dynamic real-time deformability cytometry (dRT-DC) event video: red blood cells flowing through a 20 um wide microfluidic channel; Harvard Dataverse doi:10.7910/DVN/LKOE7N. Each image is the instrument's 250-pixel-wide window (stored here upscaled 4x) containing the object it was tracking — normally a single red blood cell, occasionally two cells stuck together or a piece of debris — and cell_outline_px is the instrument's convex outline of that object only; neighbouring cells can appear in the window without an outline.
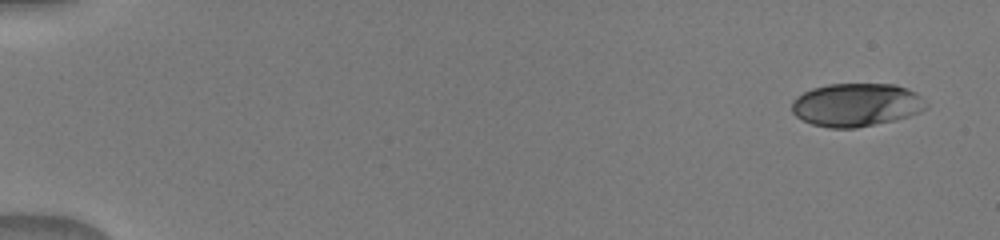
{"species": "human", "species_latin": "Homo sapiens", "temperature_condition": "warm", "stored_images_in_passage": 6, "camera_frame_rate_fps": 3000, "um_per_image_px": 0.085, "donor": {"sex": "male"}, "frame": {"image": 1, "passage_image": 1, "time_ms": 0.0, "image_size_px": [1000, 240], "cell_outline_px": [[928, 104], [920, 112], [896, 120], [856, 128], [828, 128], [812, 124], [796, 116], [792, 112], [792, 100], [796, 96], [812, 88], [828, 84], [896, 84], [916, 92]], "centroid_in_image_um": [72.78, 8.91], "position_along_channel_um": 12.2, "area_um2": 33.93}}
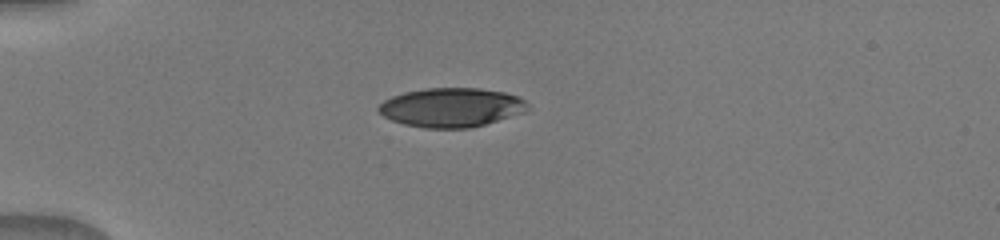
{"frame": {"image": 2, "passage_image": 5, "time_ms": 4.0, "image_size_px": [1000, 240], "cell_outline_px": [[528, 108], [524, 112], [472, 128], [424, 128], [404, 124], [392, 120], [384, 116], [376, 108], [384, 100], [392, 96], [404, 92], [424, 88], [480, 88], [504, 92], [516, 96], [524, 100], [528, 104]], "centroid_in_image_um": [38.35, 9.13], "position_along_channel_um": 46.7, "area_um2": 33.93}}